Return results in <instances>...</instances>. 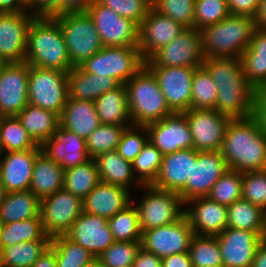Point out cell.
<instances>
[{"label":"cell","instance_id":"cell-58","mask_svg":"<svg viewBox=\"0 0 266 267\" xmlns=\"http://www.w3.org/2000/svg\"><path fill=\"white\" fill-rule=\"evenodd\" d=\"M94 0H60V15L86 12Z\"/></svg>","mask_w":266,"mask_h":267},{"label":"cell","instance_id":"cell-16","mask_svg":"<svg viewBox=\"0 0 266 267\" xmlns=\"http://www.w3.org/2000/svg\"><path fill=\"white\" fill-rule=\"evenodd\" d=\"M156 77L169 108L183 113L191 107L192 79L198 67L146 66Z\"/></svg>","mask_w":266,"mask_h":267},{"label":"cell","instance_id":"cell-19","mask_svg":"<svg viewBox=\"0 0 266 267\" xmlns=\"http://www.w3.org/2000/svg\"><path fill=\"white\" fill-rule=\"evenodd\" d=\"M34 18L31 11L0 12V55L10 63L25 61L28 31Z\"/></svg>","mask_w":266,"mask_h":267},{"label":"cell","instance_id":"cell-22","mask_svg":"<svg viewBox=\"0 0 266 267\" xmlns=\"http://www.w3.org/2000/svg\"><path fill=\"white\" fill-rule=\"evenodd\" d=\"M64 235L83 246L95 258L115 242L107 219L87 212H82Z\"/></svg>","mask_w":266,"mask_h":267},{"label":"cell","instance_id":"cell-40","mask_svg":"<svg viewBox=\"0 0 266 267\" xmlns=\"http://www.w3.org/2000/svg\"><path fill=\"white\" fill-rule=\"evenodd\" d=\"M0 141L5 152L41 149L28 135L17 116L0 117Z\"/></svg>","mask_w":266,"mask_h":267},{"label":"cell","instance_id":"cell-37","mask_svg":"<svg viewBox=\"0 0 266 267\" xmlns=\"http://www.w3.org/2000/svg\"><path fill=\"white\" fill-rule=\"evenodd\" d=\"M94 159L64 171L63 189L82 200L100 183Z\"/></svg>","mask_w":266,"mask_h":267},{"label":"cell","instance_id":"cell-44","mask_svg":"<svg viewBox=\"0 0 266 267\" xmlns=\"http://www.w3.org/2000/svg\"><path fill=\"white\" fill-rule=\"evenodd\" d=\"M193 267H223L216 236L195 235L189 248Z\"/></svg>","mask_w":266,"mask_h":267},{"label":"cell","instance_id":"cell-65","mask_svg":"<svg viewBox=\"0 0 266 267\" xmlns=\"http://www.w3.org/2000/svg\"><path fill=\"white\" fill-rule=\"evenodd\" d=\"M10 62L0 55V73L6 68Z\"/></svg>","mask_w":266,"mask_h":267},{"label":"cell","instance_id":"cell-18","mask_svg":"<svg viewBox=\"0 0 266 267\" xmlns=\"http://www.w3.org/2000/svg\"><path fill=\"white\" fill-rule=\"evenodd\" d=\"M30 65L11 62L0 73V117L17 116L28 104Z\"/></svg>","mask_w":266,"mask_h":267},{"label":"cell","instance_id":"cell-2","mask_svg":"<svg viewBox=\"0 0 266 267\" xmlns=\"http://www.w3.org/2000/svg\"><path fill=\"white\" fill-rule=\"evenodd\" d=\"M220 152L231 170H266V132L259 114L231 118Z\"/></svg>","mask_w":266,"mask_h":267},{"label":"cell","instance_id":"cell-38","mask_svg":"<svg viewBox=\"0 0 266 267\" xmlns=\"http://www.w3.org/2000/svg\"><path fill=\"white\" fill-rule=\"evenodd\" d=\"M36 240H51V238L45 234L41 217L2 225L0 247H9L16 243Z\"/></svg>","mask_w":266,"mask_h":267},{"label":"cell","instance_id":"cell-6","mask_svg":"<svg viewBox=\"0 0 266 267\" xmlns=\"http://www.w3.org/2000/svg\"><path fill=\"white\" fill-rule=\"evenodd\" d=\"M52 18L60 25L72 67H79L104 47L87 12L66 13Z\"/></svg>","mask_w":266,"mask_h":267},{"label":"cell","instance_id":"cell-30","mask_svg":"<svg viewBox=\"0 0 266 267\" xmlns=\"http://www.w3.org/2000/svg\"><path fill=\"white\" fill-rule=\"evenodd\" d=\"M64 169L42 150L37 154L29 190L41 201L63 189Z\"/></svg>","mask_w":266,"mask_h":267},{"label":"cell","instance_id":"cell-20","mask_svg":"<svg viewBox=\"0 0 266 267\" xmlns=\"http://www.w3.org/2000/svg\"><path fill=\"white\" fill-rule=\"evenodd\" d=\"M180 23L158 12L153 6L139 28L138 48L147 61L155 52L172 42L183 30Z\"/></svg>","mask_w":266,"mask_h":267},{"label":"cell","instance_id":"cell-54","mask_svg":"<svg viewBox=\"0 0 266 267\" xmlns=\"http://www.w3.org/2000/svg\"><path fill=\"white\" fill-rule=\"evenodd\" d=\"M29 9L35 17L57 16L60 15V0H28Z\"/></svg>","mask_w":266,"mask_h":267},{"label":"cell","instance_id":"cell-9","mask_svg":"<svg viewBox=\"0 0 266 267\" xmlns=\"http://www.w3.org/2000/svg\"><path fill=\"white\" fill-rule=\"evenodd\" d=\"M145 192L139 205H135L141 231L174 223L184 216L185 205L178 193L160 190L152 185H143Z\"/></svg>","mask_w":266,"mask_h":267},{"label":"cell","instance_id":"cell-47","mask_svg":"<svg viewBox=\"0 0 266 267\" xmlns=\"http://www.w3.org/2000/svg\"><path fill=\"white\" fill-rule=\"evenodd\" d=\"M141 248V241H115L96 260L102 267H131Z\"/></svg>","mask_w":266,"mask_h":267},{"label":"cell","instance_id":"cell-27","mask_svg":"<svg viewBox=\"0 0 266 267\" xmlns=\"http://www.w3.org/2000/svg\"><path fill=\"white\" fill-rule=\"evenodd\" d=\"M192 171V148L163 156L162 164L153 187L179 193Z\"/></svg>","mask_w":266,"mask_h":267},{"label":"cell","instance_id":"cell-11","mask_svg":"<svg viewBox=\"0 0 266 267\" xmlns=\"http://www.w3.org/2000/svg\"><path fill=\"white\" fill-rule=\"evenodd\" d=\"M220 151H196L192 148V171L186 186L178 193L183 202L208 196L217 180L228 170Z\"/></svg>","mask_w":266,"mask_h":267},{"label":"cell","instance_id":"cell-33","mask_svg":"<svg viewBox=\"0 0 266 267\" xmlns=\"http://www.w3.org/2000/svg\"><path fill=\"white\" fill-rule=\"evenodd\" d=\"M94 103L101 124L126 125L131 121L124 84L102 94Z\"/></svg>","mask_w":266,"mask_h":267},{"label":"cell","instance_id":"cell-61","mask_svg":"<svg viewBox=\"0 0 266 267\" xmlns=\"http://www.w3.org/2000/svg\"><path fill=\"white\" fill-rule=\"evenodd\" d=\"M31 267H57L55 251L49 246Z\"/></svg>","mask_w":266,"mask_h":267},{"label":"cell","instance_id":"cell-17","mask_svg":"<svg viewBox=\"0 0 266 267\" xmlns=\"http://www.w3.org/2000/svg\"><path fill=\"white\" fill-rule=\"evenodd\" d=\"M146 128L148 131V141L163 156L179 150L193 148V137L184 113H172L158 122L146 125Z\"/></svg>","mask_w":266,"mask_h":267},{"label":"cell","instance_id":"cell-29","mask_svg":"<svg viewBox=\"0 0 266 267\" xmlns=\"http://www.w3.org/2000/svg\"><path fill=\"white\" fill-rule=\"evenodd\" d=\"M114 77H102L86 73L80 67L68 72V98L95 101L102 94L120 86Z\"/></svg>","mask_w":266,"mask_h":267},{"label":"cell","instance_id":"cell-41","mask_svg":"<svg viewBox=\"0 0 266 267\" xmlns=\"http://www.w3.org/2000/svg\"><path fill=\"white\" fill-rule=\"evenodd\" d=\"M107 223L115 241L131 242L142 239L138 212L132 203L107 219Z\"/></svg>","mask_w":266,"mask_h":267},{"label":"cell","instance_id":"cell-13","mask_svg":"<svg viewBox=\"0 0 266 267\" xmlns=\"http://www.w3.org/2000/svg\"><path fill=\"white\" fill-rule=\"evenodd\" d=\"M83 212V200L61 189L43 198L40 217L45 234L50 238L64 235Z\"/></svg>","mask_w":266,"mask_h":267},{"label":"cell","instance_id":"cell-45","mask_svg":"<svg viewBox=\"0 0 266 267\" xmlns=\"http://www.w3.org/2000/svg\"><path fill=\"white\" fill-rule=\"evenodd\" d=\"M162 159V153L147 141L132 162L133 173H137L136 178L142 185H151L156 180Z\"/></svg>","mask_w":266,"mask_h":267},{"label":"cell","instance_id":"cell-50","mask_svg":"<svg viewBox=\"0 0 266 267\" xmlns=\"http://www.w3.org/2000/svg\"><path fill=\"white\" fill-rule=\"evenodd\" d=\"M242 199L266 211V170L242 173Z\"/></svg>","mask_w":266,"mask_h":267},{"label":"cell","instance_id":"cell-15","mask_svg":"<svg viewBox=\"0 0 266 267\" xmlns=\"http://www.w3.org/2000/svg\"><path fill=\"white\" fill-rule=\"evenodd\" d=\"M186 115L196 151H220L231 117L215 109H189Z\"/></svg>","mask_w":266,"mask_h":267},{"label":"cell","instance_id":"cell-56","mask_svg":"<svg viewBox=\"0 0 266 267\" xmlns=\"http://www.w3.org/2000/svg\"><path fill=\"white\" fill-rule=\"evenodd\" d=\"M243 53L266 55V28L256 27L250 45Z\"/></svg>","mask_w":266,"mask_h":267},{"label":"cell","instance_id":"cell-68","mask_svg":"<svg viewBox=\"0 0 266 267\" xmlns=\"http://www.w3.org/2000/svg\"><path fill=\"white\" fill-rule=\"evenodd\" d=\"M3 152H5V151H4L3 146H2V143H1V141H0V157H3V155H4V154H2ZM1 155H2V156H1ZM1 159H2V158H0V162H1Z\"/></svg>","mask_w":266,"mask_h":267},{"label":"cell","instance_id":"cell-14","mask_svg":"<svg viewBox=\"0 0 266 267\" xmlns=\"http://www.w3.org/2000/svg\"><path fill=\"white\" fill-rule=\"evenodd\" d=\"M195 232L184 215L174 223L142 232L141 247L159 258L189 252Z\"/></svg>","mask_w":266,"mask_h":267},{"label":"cell","instance_id":"cell-25","mask_svg":"<svg viewBox=\"0 0 266 267\" xmlns=\"http://www.w3.org/2000/svg\"><path fill=\"white\" fill-rule=\"evenodd\" d=\"M42 151L65 170L87 162L89 159L86 140L59 126L55 135L42 146Z\"/></svg>","mask_w":266,"mask_h":267},{"label":"cell","instance_id":"cell-1","mask_svg":"<svg viewBox=\"0 0 266 267\" xmlns=\"http://www.w3.org/2000/svg\"><path fill=\"white\" fill-rule=\"evenodd\" d=\"M202 66L217 84L218 112L231 118L258 113L262 95L246 80L240 58L207 57Z\"/></svg>","mask_w":266,"mask_h":267},{"label":"cell","instance_id":"cell-49","mask_svg":"<svg viewBox=\"0 0 266 267\" xmlns=\"http://www.w3.org/2000/svg\"><path fill=\"white\" fill-rule=\"evenodd\" d=\"M195 28L213 25L222 21L229 14L227 0H195L194 4Z\"/></svg>","mask_w":266,"mask_h":267},{"label":"cell","instance_id":"cell-70","mask_svg":"<svg viewBox=\"0 0 266 267\" xmlns=\"http://www.w3.org/2000/svg\"><path fill=\"white\" fill-rule=\"evenodd\" d=\"M2 225H3V223H2V221L0 220V233H1Z\"/></svg>","mask_w":266,"mask_h":267},{"label":"cell","instance_id":"cell-46","mask_svg":"<svg viewBox=\"0 0 266 267\" xmlns=\"http://www.w3.org/2000/svg\"><path fill=\"white\" fill-rule=\"evenodd\" d=\"M208 197L226 207L242 199V173L228 169L214 184Z\"/></svg>","mask_w":266,"mask_h":267},{"label":"cell","instance_id":"cell-51","mask_svg":"<svg viewBox=\"0 0 266 267\" xmlns=\"http://www.w3.org/2000/svg\"><path fill=\"white\" fill-rule=\"evenodd\" d=\"M246 80L262 95L266 92V55L242 53L240 56Z\"/></svg>","mask_w":266,"mask_h":267},{"label":"cell","instance_id":"cell-55","mask_svg":"<svg viewBox=\"0 0 266 267\" xmlns=\"http://www.w3.org/2000/svg\"><path fill=\"white\" fill-rule=\"evenodd\" d=\"M229 14L232 15H243L254 17L257 9L259 0H227Z\"/></svg>","mask_w":266,"mask_h":267},{"label":"cell","instance_id":"cell-10","mask_svg":"<svg viewBox=\"0 0 266 267\" xmlns=\"http://www.w3.org/2000/svg\"><path fill=\"white\" fill-rule=\"evenodd\" d=\"M92 18L104 47L138 46L140 26L94 0L86 11Z\"/></svg>","mask_w":266,"mask_h":267},{"label":"cell","instance_id":"cell-39","mask_svg":"<svg viewBox=\"0 0 266 267\" xmlns=\"http://www.w3.org/2000/svg\"><path fill=\"white\" fill-rule=\"evenodd\" d=\"M50 247L55 251L57 267H86L95 256L65 235L51 238Z\"/></svg>","mask_w":266,"mask_h":267},{"label":"cell","instance_id":"cell-42","mask_svg":"<svg viewBox=\"0 0 266 267\" xmlns=\"http://www.w3.org/2000/svg\"><path fill=\"white\" fill-rule=\"evenodd\" d=\"M217 84L208 71L200 66L194 71L192 79V99L190 109H215Z\"/></svg>","mask_w":266,"mask_h":267},{"label":"cell","instance_id":"cell-8","mask_svg":"<svg viewBox=\"0 0 266 267\" xmlns=\"http://www.w3.org/2000/svg\"><path fill=\"white\" fill-rule=\"evenodd\" d=\"M68 99V72L30 65L28 102L59 116Z\"/></svg>","mask_w":266,"mask_h":267},{"label":"cell","instance_id":"cell-3","mask_svg":"<svg viewBox=\"0 0 266 267\" xmlns=\"http://www.w3.org/2000/svg\"><path fill=\"white\" fill-rule=\"evenodd\" d=\"M25 61L32 66L66 72L73 68L60 25L52 17H35L32 20Z\"/></svg>","mask_w":266,"mask_h":267},{"label":"cell","instance_id":"cell-57","mask_svg":"<svg viewBox=\"0 0 266 267\" xmlns=\"http://www.w3.org/2000/svg\"><path fill=\"white\" fill-rule=\"evenodd\" d=\"M133 267H162V259L141 247Z\"/></svg>","mask_w":266,"mask_h":267},{"label":"cell","instance_id":"cell-28","mask_svg":"<svg viewBox=\"0 0 266 267\" xmlns=\"http://www.w3.org/2000/svg\"><path fill=\"white\" fill-rule=\"evenodd\" d=\"M94 101L68 98L60 115V126L87 139L100 126Z\"/></svg>","mask_w":266,"mask_h":267},{"label":"cell","instance_id":"cell-62","mask_svg":"<svg viewBox=\"0 0 266 267\" xmlns=\"http://www.w3.org/2000/svg\"><path fill=\"white\" fill-rule=\"evenodd\" d=\"M251 267H266V238L256 249Z\"/></svg>","mask_w":266,"mask_h":267},{"label":"cell","instance_id":"cell-32","mask_svg":"<svg viewBox=\"0 0 266 267\" xmlns=\"http://www.w3.org/2000/svg\"><path fill=\"white\" fill-rule=\"evenodd\" d=\"M100 181L129 190L132 182L143 186L133 173L132 163L126 161L117 150L101 153L94 158ZM130 185V186H129Z\"/></svg>","mask_w":266,"mask_h":267},{"label":"cell","instance_id":"cell-60","mask_svg":"<svg viewBox=\"0 0 266 267\" xmlns=\"http://www.w3.org/2000/svg\"><path fill=\"white\" fill-rule=\"evenodd\" d=\"M28 11L23 0H0V12L16 13Z\"/></svg>","mask_w":266,"mask_h":267},{"label":"cell","instance_id":"cell-26","mask_svg":"<svg viewBox=\"0 0 266 267\" xmlns=\"http://www.w3.org/2000/svg\"><path fill=\"white\" fill-rule=\"evenodd\" d=\"M129 191L121 186L100 182L83 199V212L109 219L131 202L134 203Z\"/></svg>","mask_w":266,"mask_h":267},{"label":"cell","instance_id":"cell-12","mask_svg":"<svg viewBox=\"0 0 266 267\" xmlns=\"http://www.w3.org/2000/svg\"><path fill=\"white\" fill-rule=\"evenodd\" d=\"M204 61L200 31L185 28L172 42L145 61V66L200 67Z\"/></svg>","mask_w":266,"mask_h":267},{"label":"cell","instance_id":"cell-21","mask_svg":"<svg viewBox=\"0 0 266 267\" xmlns=\"http://www.w3.org/2000/svg\"><path fill=\"white\" fill-rule=\"evenodd\" d=\"M216 237L223 267H251L256 249L265 239L259 233L229 227Z\"/></svg>","mask_w":266,"mask_h":267},{"label":"cell","instance_id":"cell-59","mask_svg":"<svg viewBox=\"0 0 266 267\" xmlns=\"http://www.w3.org/2000/svg\"><path fill=\"white\" fill-rule=\"evenodd\" d=\"M162 267H193V265L189 252H183L162 258Z\"/></svg>","mask_w":266,"mask_h":267},{"label":"cell","instance_id":"cell-48","mask_svg":"<svg viewBox=\"0 0 266 267\" xmlns=\"http://www.w3.org/2000/svg\"><path fill=\"white\" fill-rule=\"evenodd\" d=\"M195 0H152V6L185 28H195Z\"/></svg>","mask_w":266,"mask_h":267},{"label":"cell","instance_id":"cell-35","mask_svg":"<svg viewBox=\"0 0 266 267\" xmlns=\"http://www.w3.org/2000/svg\"><path fill=\"white\" fill-rule=\"evenodd\" d=\"M227 227L249 230L266 238V211L244 200L239 199L227 207Z\"/></svg>","mask_w":266,"mask_h":267},{"label":"cell","instance_id":"cell-31","mask_svg":"<svg viewBox=\"0 0 266 267\" xmlns=\"http://www.w3.org/2000/svg\"><path fill=\"white\" fill-rule=\"evenodd\" d=\"M17 118L39 146L52 138L60 126L58 114L30 104L17 115Z\"/></svg>","mask_w":266,"mask_h":267},{"label":"cell","instance_id":"cell-34","mask_svg":"<svg viewBox=\"0 0 266 267\" xmlns=\"http://www.w3.org/2000/svg\"><path fill=\"white\" fill-rule=\"evenodd\" d=\"M40 204L30 190L6 193L0 206V220L6 224L40 217Z\"/></svg>","mask_w":266,"mask_h":267},{"label":"cell","instance_id":"cell-5","mask_svg":"<svg viewBox=\"0 0 266 267\" xmlns=\"http://www.w3.org/2000/svg\"><path fill=\"white\" fill-rule=\"evenodd\" d=\"M124 85L131 117L129 124L146 126L174 113L169 108L156 77L145 65Z\"/></svg>","mask_w":266,"mask_h":267},{"label":"cell","instance_id":"cell-52","mask_svg":"<svg viewBox=\"0 0 266 267\" xmlns=\"http://www.w3.org/2000/svg\"><path fill=\"white\" fill-rule=\"evenodd\" d=\"M119 16L133 20L139 26L152 7V0H98Z\"/></svg>","mask_w":266,"mask_h":267},{"label":"cell","instance_id":"cell-69","mask_svg":"<svg viewBox=\"0 0 266 267\" xmlns=\"http://www.w3.org/2000/svg\"><path fill=\"white\" fill-rule=\"evenodd\" d=\"M23 1L25 2V5H26V7L28 9V0H23Z\"/></svg>","mask_w":266,"mask_h":267},{"label":"cell","instance_id":"cell-36","mask_svg":"<svg viewBox=\"0 0 266 267\" xmlns=\"http://www.w3.org/2000/svg\"><path fill=\"white\" fill-rule=\"evenodd\" d=\"M51 240H36L0 247V267H31L50 246Z\"/></svg>","mask_w":266,"mask_h":267},{"label":"cell","instance_id":"cell-67","mask_svg":"<svg viewBox=\"0 0 266 267\" xmlns=\"http://www.w3.org/2000/svg\"><path fill=\"white\" fill-rule=\"evenodd\" d=\"M86 267H102L97 260H94L92 263L87 265Z\"/></svg>","mask_w":266,"mask_h":267},{"label":"cell","instance_id":"cell-7","mask_svg":"<svg viewBox=\"0 0 266 267\" xmlns=\"http://www.w3.org/2000/svg\"><path fill=\"white\" fill-rule=\"evenodd\" d=\"M138 46L103 47L79 67L86 73L114 77L121 84L130 80L143 66Z\"/></svg>","mask_w":266,"mask_h":267},{"label":"cell","instance_id":"cell-53","mask_svg":"<svg viewBox=\"0 0 266 267\" xmlns=\"http://www.w3.org/2000/svg\"><path fill=\"white\" fill-rule=\"evenodd\" d=\"M141 129V130H140ZM136 132H135V131ZM147 134L146 137L140 134ZM139 131V134H138ZM148 141V131L146 126L131 125L126 128L122 134L119 145L117 146V152L129 162H133L135 157L140 153L143 146Z\"/></svg>","mask_w":266,"mask_h":267},{"label":"cell","instance_id":"cell-64","mask_svg":"<svg viewBox=\"0 0 266 267\" xmlns=\"http://www.w3.org/2000/svg\"><path fill=\"white\" fill-rule=\"evenodd\" d=\"M258 114L261 118L264 130L266 132V92L262 94L261 102L258 109Z\"/></svg>","mask_w":266,"mask_h":267},{"label":"cell","instance_id":"cell-24","mask_svg":"<svg viewBox=\"0 0 266 267\" xmlns=\"http://www.w3.org/2000/svg\"><path fill=\"white\" fill-rule=\"evenodd\" d=\"M41 150L4 152L0 162V183L7 193L29 190L34 162Z\"/></svg>","mask_w":266,"mask_h":267},{"label":"cell","instance_id":"cell-43","mask_svg":"<svg viewBox=\"0 0 266 267\" xmlns=\"http://www.w3.org/2000/svg\"><path fill=\"white\" fill-rule=\"evenodd\" d=\"M127 127H129V124H100L86 139L89 157L94 159L101 153L116 150Z\"/></svg>","mask_w":266,"mask_h":267},{"label":"cell","instance_id":"cell-66","mask_svg":"<svg viewBox=\"0 0 266 267\" xmlns=\"http://www.w3.org/2000/svg\"><path fill=\"white\" fill-rule=\"evenodd\" d=\"M6 190L5 188L3 187V185L0 183V206L1 204L3 203L4 201V198H5V195H6Z\"/></svg>","mask_w":266,"mask_h":267},{"label":"cell","instance_id":"cell-4","mask_svg":"<svg viewBox=\"0 0 266 267\" xmlns=\"http://www.w3.org/2000/svg\"><path fill=\"white\" fill-rule=\"evenodd\" d=\"M256 27L253 17L232 14L216 24L203 27L199 31L205 58H240L250 45Z\"/></svg>","mask_w":266,"mask_h":267},{"label":"cell","instance_id":"cell-23","mask_svg":"<svg viewBox=\"0 0 266 267\" xmlns=\"http://www.w3.org/2000/svg\"><path fill=\"white\" fill-rule=\"evenodd\" d=\"M186 204H191L192 208L186 209L184 215L195 235L217 236L227 228L226 206L211 200L208 196L191 199L185 202Z\"/></svg>","mask_w":266,"mask_h":267},{"label":"cell","instance_id":"cell-63","mask_svg":"<svg viewBox=\"0 0 266 267\" xmlns=\"http://www.w3.org/2000/svg\"><path fill=\"white\" fill-rule=\"evenodd\" d=\"M253 19L257 27L266 28V0H259L258 9Z\"/></svg>","mask_w":266,"mask_h":267}]
</instances>
